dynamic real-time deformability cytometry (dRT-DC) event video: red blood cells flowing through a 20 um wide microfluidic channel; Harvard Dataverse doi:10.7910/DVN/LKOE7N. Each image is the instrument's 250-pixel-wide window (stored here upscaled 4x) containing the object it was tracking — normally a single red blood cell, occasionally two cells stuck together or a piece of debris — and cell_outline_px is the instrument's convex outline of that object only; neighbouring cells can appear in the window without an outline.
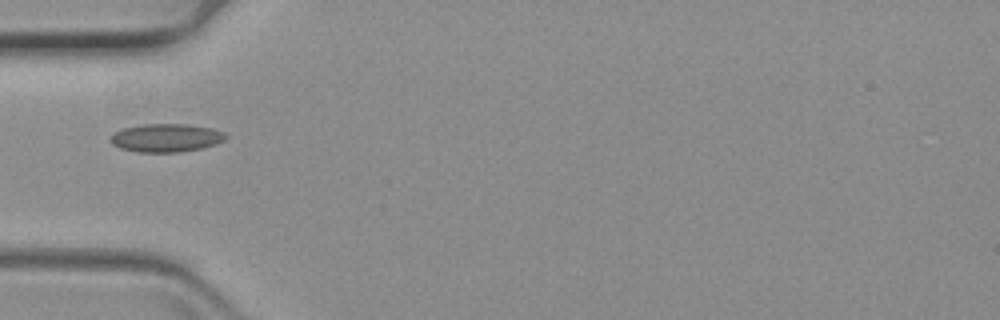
{"species": "common noctule bat (a hibernating species)", "species_latin": "Nyctalus noctula", "temperature_condition": "warm", "stored_images_in_passage": 43, "camera_frame_rate_fps": 3000, "um_per_image_px": 0.085, "animal": {"sex": "female", "body_mass_g": 19.3, "forearm_length_mm": 54.1}, "frame": {"image": 1, "passage_image": 1, "time_ms": 0.0, "image_size_px": [1000, 320], "cell_outline_px": [[228, 136], [224, 140], [216, 144], [204, 148], [180, 152], [136, 152], [120, 148], [112, 144], [108, 140], [112, 132], [124, 128], [144, 124], [188, 124], [212, 128], [224, 132]], "centroid_in_image_um": [14.11, 11.72], "position_along_channel_um": 70.9, "area_um2": 19.25}}
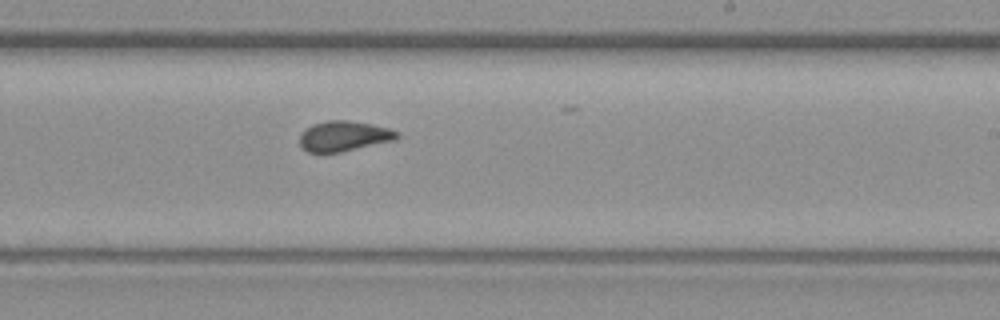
{"frame": {"image": 2, "passage_image": 18, "time_ms": 5.667, "image_size_px": [1000, 320], "cell_outline_px": [[400, 136], [396, 140], [340, 152], [308, 152], [300, 144], [300, 132], [304, 128], [312, 124], [328, 120], [348, 120], [372, 124], [388, 128], [400, 132]], "centroid_in_image_um": [29.24, 11.55], "position_along_channel_um": 259.8, "area_um2": 17.28}}
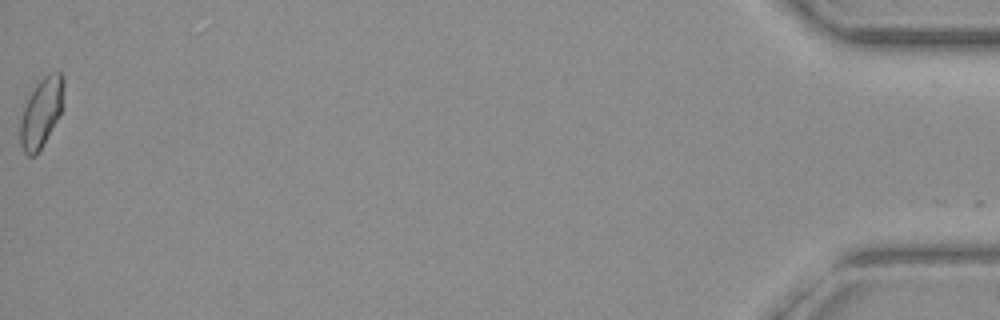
{"frame": {"image": 3, "passage_image": 43, "time_ms": 14.0, "image_size_px": [1000, 320], "cell_outline_px": [[64, 84], [60, 112], [56, 120], [36, 156], [28, 156], [24, 152], [20, 144], [20, 120], [24, 108], [36, 84], [48, 72], [60, 72], [64, 76]], "centroid_in_image_um": [3.5, 9.55], "position_along_channel_um": 431.7, "area_um2": 17.11}}